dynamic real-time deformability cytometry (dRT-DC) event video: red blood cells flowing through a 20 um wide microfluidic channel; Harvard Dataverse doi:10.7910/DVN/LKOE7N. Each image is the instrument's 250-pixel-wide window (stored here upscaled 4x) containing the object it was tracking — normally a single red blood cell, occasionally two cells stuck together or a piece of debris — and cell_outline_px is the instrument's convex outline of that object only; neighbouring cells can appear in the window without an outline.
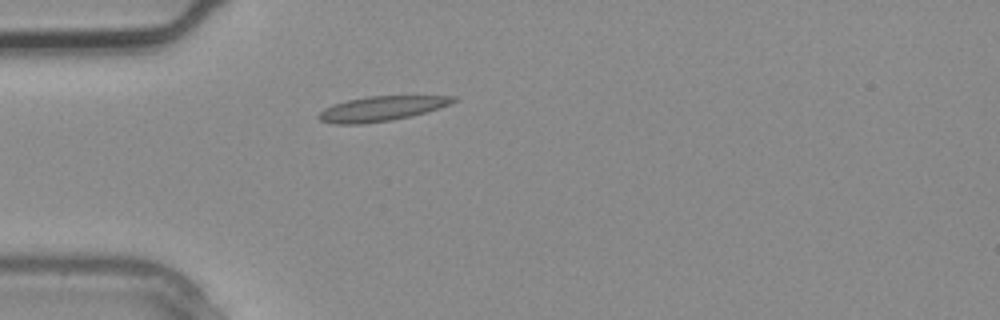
{"species": "common noctule bat (a hibernating species)", "species_latin": "Nyctalus noctula", "temperature_condition": "warm", "stored_images_in_passage": 2, "camera_frame_rate_fps": 3000, "um_per_image_px": 0.085, "animal": {"sex": "male", "body_mass_g": 20.4}, "frame": {"image": 1, "passage_image": 2, "time_ms": 0.333, "image_size_px": [1000, 320], "cell_outline_px": [[460, 100], [412, 116], [392, 120], [360, 124], [332, 124], [320, 120], [316, 116], [324, 108], [332, 104], [348, 100], [368, 96], [456, 96]], "centroid_in_image_um": [32.38, 9.23], "position_along_channel_um": 52.6, "area_um2": 19.36}}